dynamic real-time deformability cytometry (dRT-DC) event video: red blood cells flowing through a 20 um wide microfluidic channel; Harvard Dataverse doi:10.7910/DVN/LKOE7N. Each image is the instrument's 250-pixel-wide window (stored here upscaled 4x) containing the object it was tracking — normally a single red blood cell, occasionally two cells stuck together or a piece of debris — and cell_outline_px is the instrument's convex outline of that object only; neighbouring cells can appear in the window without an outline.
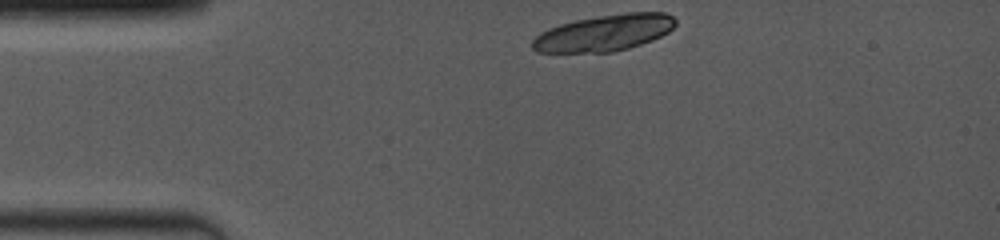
{"species": "common noctule bat (a hibernating species)", "species_latin": "Nyctalus noctula", "temperature_condition": "room temperature", "stored_images_in_passage": 4, "camera_frame_rate_fps": 4000, "um_per_image_px": 0.085, "animal": {"sex": "female", "body_mass_g": 19.0, "forearm_length_mm": 53.3}, "frame": {"image": 1, "passage_image": 1, "time_ms": 0.0, "image_size_px": [1000, 240], "cell_outline_px": [[676, 24], [668, 32], [652, 40], [628, 48], [612, 52], [536, 52], [532, 48], [532, 40], [540, 32], [548, 28], [560, 24], [576, 20], [596, 16], [624, 12], [664, 12], [672, 16], [676, 20]], "centroid_in_image_um": [51.35, 2.78], "position_along_channel_um": 33.6, "area_um2": 30.35}}